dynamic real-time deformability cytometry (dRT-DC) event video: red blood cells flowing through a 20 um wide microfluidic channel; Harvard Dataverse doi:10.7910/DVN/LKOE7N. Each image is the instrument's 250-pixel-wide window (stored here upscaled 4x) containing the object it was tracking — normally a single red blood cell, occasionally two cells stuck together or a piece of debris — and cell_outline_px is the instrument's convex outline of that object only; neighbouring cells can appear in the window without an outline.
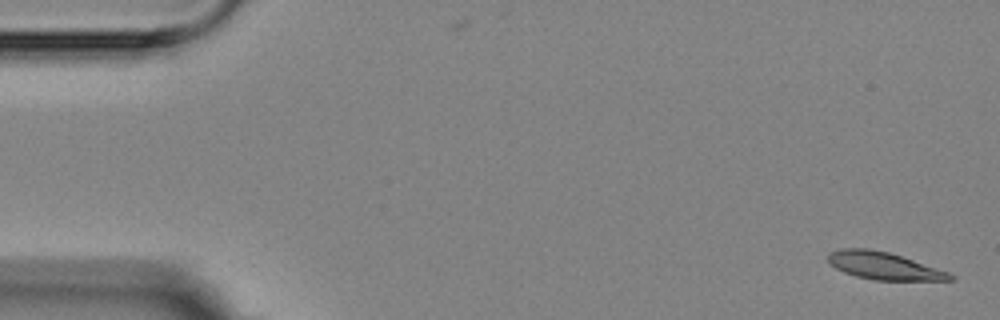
{"species": "Egyptian fruit bat (a non-hibernating species)", "species_latin": "Rousettus aegyptiacus", "temperature_condition": "room temperature", "stored_images_in_passage": 5, "camera_frame_rate_fps": 3000, "um_per_image_px": 0.085, "animal": {"sex": "female"}, "frame": {"image": 1, "passage_image": 1, "time_ms": 0.0, "image_size_px": [1000, 320], "cell_outline_px": [[956, 280], [872, 280], [856, 276], [844, 272], [836, 268], [828, 260], [828, 252], [840, 248], [868, 248], [888, 252], [948, 272], [956, 276]], "centroid_in_image_um": [75.1, 22.59], "position_along_channel_um": 9.9, "area_um2": 19.31}}
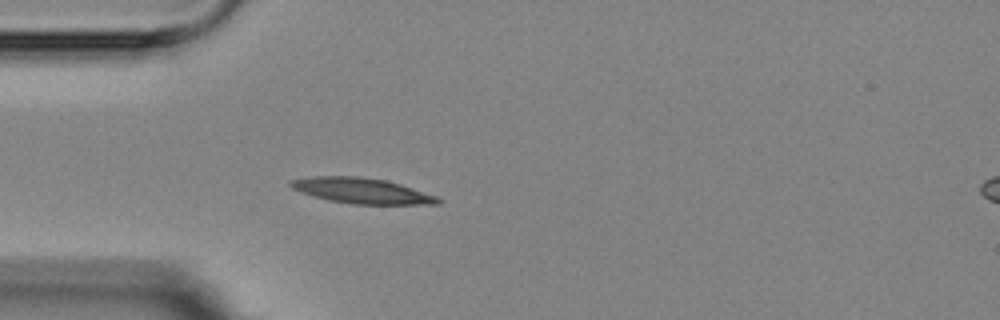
{"frame": {"image": 2, "passage_image": 5, "time_ms": 4.667, "image_size_px": [1000, 320], "cell_outline_px": [[444, 200], [440, 204], [352, 204], [328, 200], [300, 192], [292, 188], [288, 184], [288, 180], [308, 176], [360, 176], [388, 180], [436, 196]], "centroid_in_image_um": [30.72, 16.2], "position_along_channel_um": 54.3, "area_um2": 22.08}}